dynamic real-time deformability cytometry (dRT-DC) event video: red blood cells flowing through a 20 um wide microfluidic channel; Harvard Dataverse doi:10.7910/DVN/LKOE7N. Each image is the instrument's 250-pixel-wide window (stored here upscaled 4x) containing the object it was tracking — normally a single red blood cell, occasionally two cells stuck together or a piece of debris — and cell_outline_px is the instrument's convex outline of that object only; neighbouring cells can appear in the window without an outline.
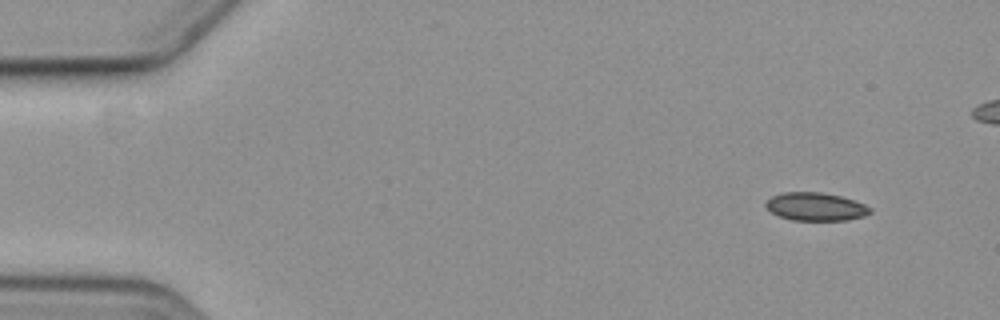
{"species": "common noctule bat (a hibernating species)", "species_latin": "Nyctalus noctula", "temperature_condition": "cold", "stored_images_in_passage": 5, "camera_frame_rate_fps": 3000, "um_per_image_px": 0.085, "animal": {"sex": "female", "body_mass_g": 19.3, "forearm_length_mm": 54.1}, "frame": {"image": 1, "passage_image": 1, "time_ms": 0.0, "image_size_px": [1000, 320], "cell_outline_px": [[872, 212], [864, 216], [848, 220], [792, 220], [780, 216], [772, 212], [764, 204], [772, 196], [784, 192], [820, 192], [840, 196], [864, 204], [872, 208]], "centroid_in_image_um": [69.35, 17.57], "position_along_channel_um": 15.6, "area_um2": 16.94}}